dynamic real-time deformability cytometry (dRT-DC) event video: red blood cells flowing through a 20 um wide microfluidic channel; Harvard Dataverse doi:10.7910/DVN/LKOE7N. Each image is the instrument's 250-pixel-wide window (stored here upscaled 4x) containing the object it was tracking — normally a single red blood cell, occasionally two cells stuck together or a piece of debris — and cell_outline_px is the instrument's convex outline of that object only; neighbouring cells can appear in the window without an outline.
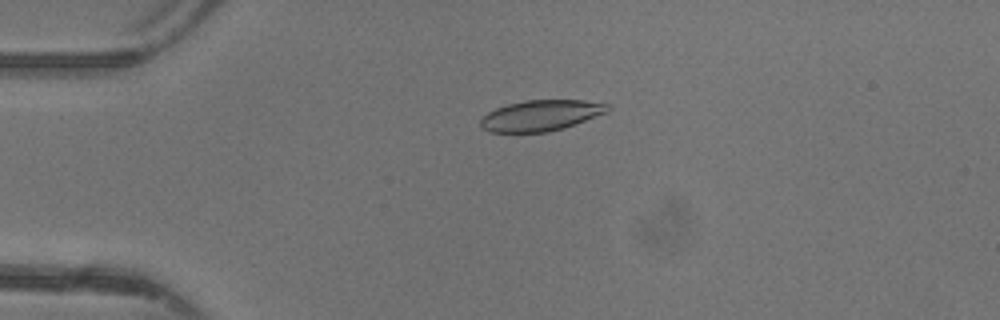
{"species": "common noctule bat (a hibernating species)", "species_latin": "Nyctalus noctula", "temperature_condition": "warm", "stored_images_in_passage": 48, "camera_frame_rate_fps": 3000, "um_per_image_px": 0.085, "animal": {"sex": "female"}, "frame": {"image": 1, "passage_image": 12, "time_ms": 3.667, "image_size_px": [1000, 320], "cell_outline_px": [[612, 108], [608, 112], [564, 128], [548, 132], [488, 132], [480, 128], [480, 116], [496, 108], [508, 104], [524, 100], [584, 100], [612, 104]], "centroid_in_image_um": [45.98, 9.81], "position_along_channel_um": 39.0, "area_um2": 23.18}}
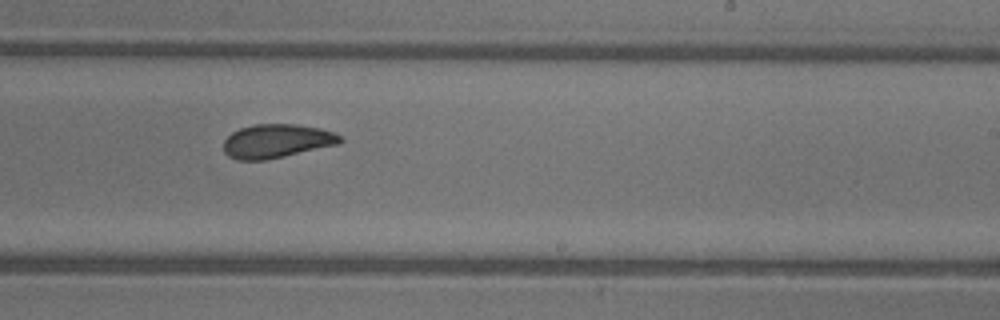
{"frame": {"image": 2, "passage_image": 30, "time_ms": 9.667, "image_size_px": [1000, 320], "cell_outline_px": [[344, 140], [340, 144], [284, 156], [264, 160], [236, 160], [228, 156], [224, 152], [224, 140], [232, 132], [240, 128], [256, 124], [296, 124], [320, 128], [332, 132], [340, 136]], "centroid_in_image_um": [23.52, 11.99], "position_along_channel_um": 265.5, "area_um2": 22.95}}
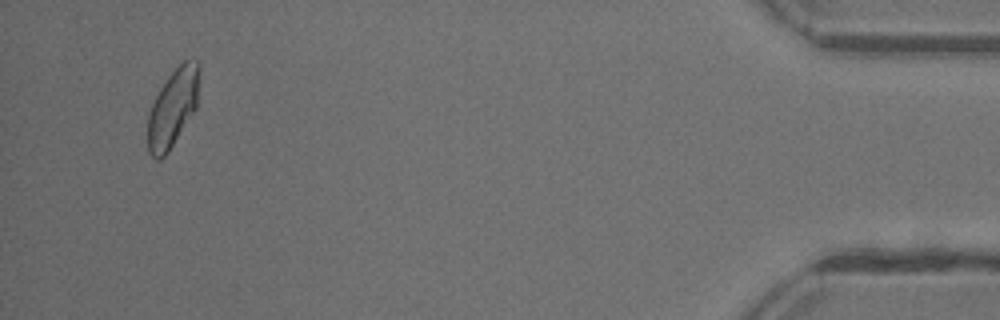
{"frame": {"image": 3, "passage_image": 46, "time_ms": 15.0, "image_size_px": [1000, 320], "cell_outline_px": [[200, 68], [196, 108], [168, 152], [160, 160], [156, 160], [148, 152], [148, 116], [152, 104], [160, 88], [168, 76], [184, 60], [196, 60], [200, 64]], "centroid_in_image_um": [14.69, 9.17], "position_along_channel_um": 420.5, "area_um2": 23.18}, "authors_computed_cell_mechanics": {"area_um2": 23.5535, "velocity_mm_per_s": 4.3829, "shape_relaxation_time_tau1_ms": 3.9189, "shape_relaxation_time_tau2_ms": 1.8352, "deformation_change_tau1": 0.1384, "deformation_change_tau2": 0.068}}